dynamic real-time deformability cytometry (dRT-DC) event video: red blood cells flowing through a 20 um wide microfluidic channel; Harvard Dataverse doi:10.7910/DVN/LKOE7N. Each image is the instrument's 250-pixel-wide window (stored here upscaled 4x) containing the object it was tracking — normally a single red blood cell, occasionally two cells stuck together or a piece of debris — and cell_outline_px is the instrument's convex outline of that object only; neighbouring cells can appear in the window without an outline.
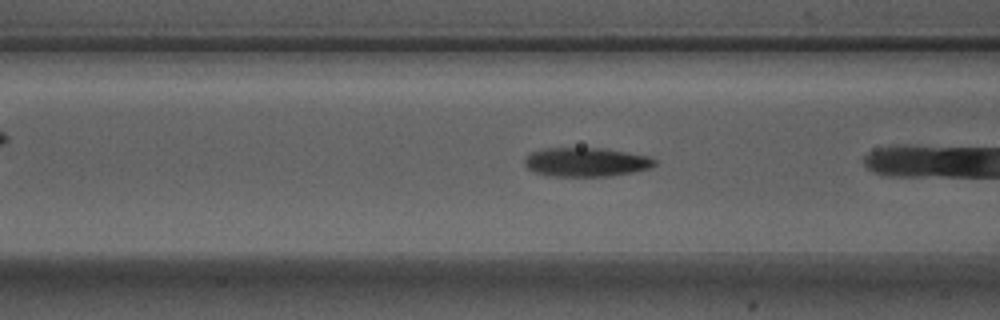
{"species": "Egyptian fruit bat (a non-hibernating species)", "species_latin": "Rousettus aegyptiacus", "temperature_condition": "warm", "stored_images_in_passage": 7, "camera_frame_rate_fps": 3000, "um_per_image_px": 0.085, "animal": {"sex": "male"}, "frame": {"image": 1, "passage_image": 5, "time_ms": 1.333, "image_size_px": [1000, 320], "cell_outline_px": [[660, 160], [652, 168], [632, 172], [608, 176], [552, 176], [536, 172], [528, 168], [524, 164], [524, 160], [532, 152], [544, 148], [600, 148], [648, 156]], "centroid_in_image_um": [49.86, 13.78], "position_along_channel_um": 116.7, "area_um2": 21.85}}